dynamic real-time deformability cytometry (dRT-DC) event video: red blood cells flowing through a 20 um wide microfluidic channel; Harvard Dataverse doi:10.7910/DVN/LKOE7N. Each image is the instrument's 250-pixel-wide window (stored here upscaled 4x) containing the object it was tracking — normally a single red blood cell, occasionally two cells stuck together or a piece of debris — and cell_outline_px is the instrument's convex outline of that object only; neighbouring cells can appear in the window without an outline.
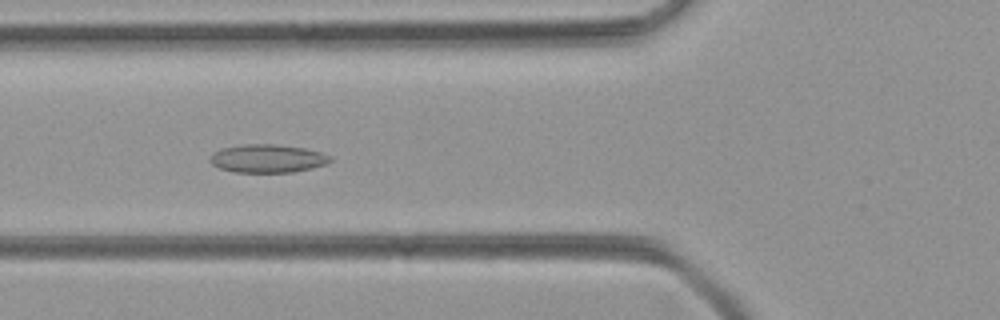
{"species": "common noctule bat (a hibernating species)", "species_latin": "Nyctalus noctula", "temperature_condition": "room temperature", "stored_images_in_passage": 44, "camera_frame_rate_fps": 3000, "um_per_image_px": 0.085, "animal": {"sex": "female", "body_mass_g": 21.9}, "frame": {"image": 1, "passage_image": 11, "time_ms": 3.333, "image_size_px": [1000, 320], "cell_outline_px": [[332, 160], [328, 164], [312, 168], [292, 172], [232, 172], [220, 168], [212, 164], [208, 160], [212, 152], [220, 148], [244, 144], [276, 144], [304, 148], [320, 152], [332, 156]], "centroid_in_image_um": [22.72, 13.47], "position_along_channel_um": 103.1, "area_um2": 20.0}}
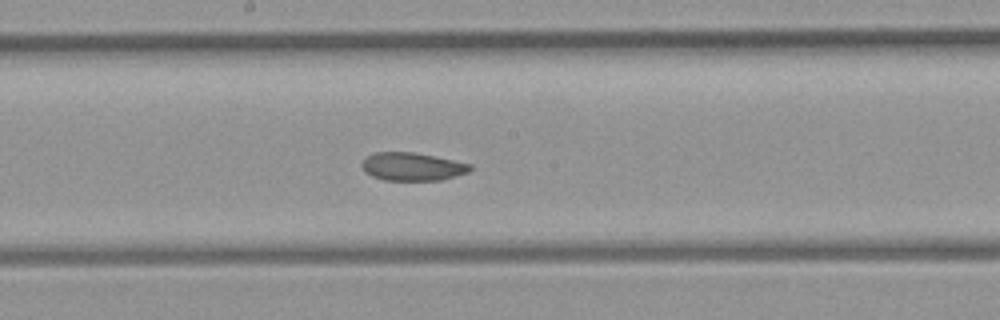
{"frame": {"image": 2, "passage_image": 19, "time_ms": 6.0, "image_size_px": [1000, 320], "cell_outline_px": [[472, 168], [468, 172], [440, 180], [384, 180], [372, 176], [364, 172], [360, 164], [368, 156], [376, 152], [412, 152], [472, 164]], "centroid_in_image_um": [35.01, 14.17], "position_along_channel_um": 213.2, "area_um2": 17.51}}
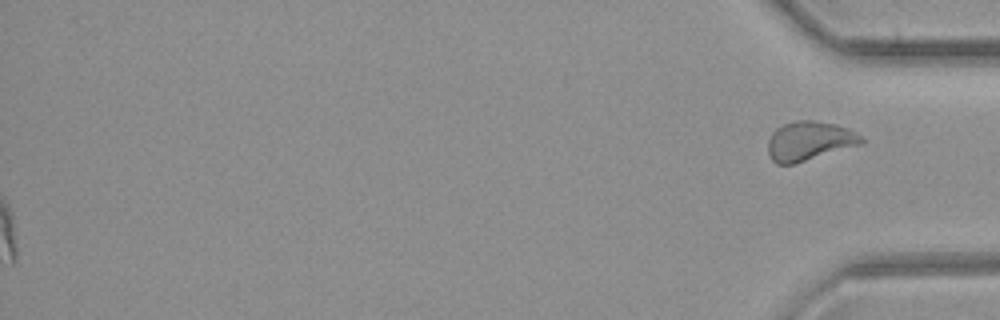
{"frame": {"image": 3, "passage_image": 44, "time_ms": 14.333, "image_size_px": [1000, 320], "cell_outline_px": [[864, 144], [796, 164], [776, 164], [772, 160], [768, 152], [768, 140], [772, 132], [776, 128], [784, 124], [796, 120], [812, 120], [836, 124], [848, 128], [860, 136], [864, 140]], "centroid_in_image_um": [68.8, 12.0], "position_along_channel_um": 366.4, "area_um2": 21.62}}